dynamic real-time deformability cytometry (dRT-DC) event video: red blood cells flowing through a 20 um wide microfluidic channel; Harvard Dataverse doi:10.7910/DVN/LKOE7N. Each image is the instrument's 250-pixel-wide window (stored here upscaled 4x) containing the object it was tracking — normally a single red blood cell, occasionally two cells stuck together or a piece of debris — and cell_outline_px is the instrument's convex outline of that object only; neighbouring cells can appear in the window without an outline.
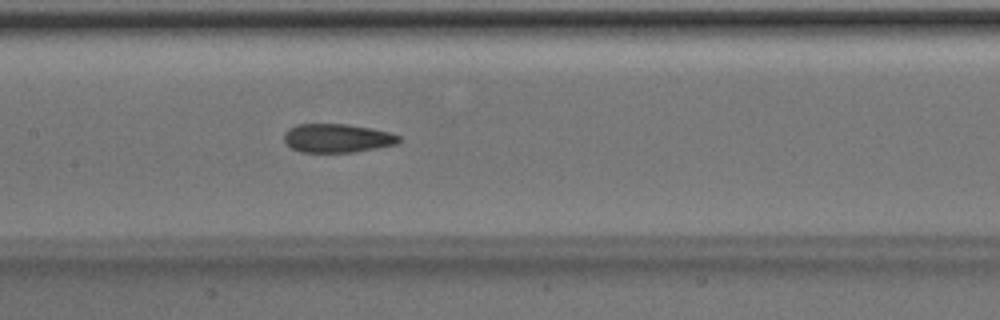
{"species": "Egyptian fruit bat (a non-hibernating species)", "species_latin": "Rousettus aegyptiacus", "temperature_condition": "room temperature", "stored_images_in_passage": 51, "camera_frame_rate_fps": 3000, "um_per_image_px": 0.085, "animal": {"sex": "male"}, "frame": {"image": 1, "passage_image": 25, "time_ms": 8.0, "image_size_px": [1000, 320], "cell_outline_px": [[400, 140], [396, 144], [376, 148], [352, 152], [300, 152], [292, 148], [284, 140], [284, 132], [288, 128], [296, 124], [348, 124], [372, 128], [388, 132], [400, 136]], "centroid_in_image_um": [28.64, 11.73], "position_along_channel_um": 178.8, "area_um2": 19.19}}
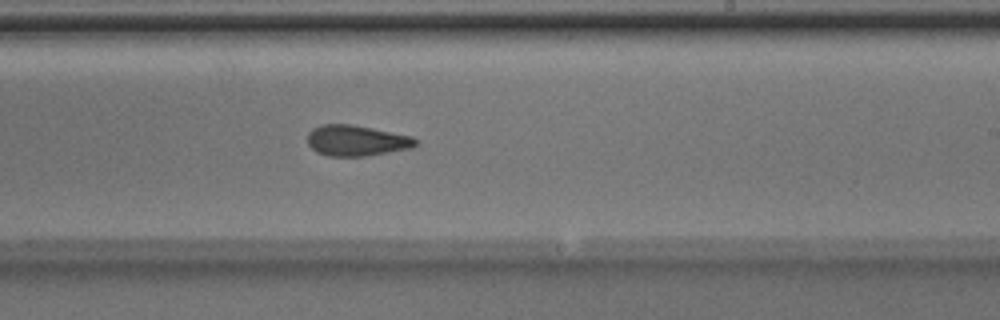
{"frame": {"image": 2, "passage_image": 31, "time_ms": 10.0, "image_size_px": [1000, 320], "cell_outline_px": [[420, 140], [412, 148], [364, 156], [328, 156], [316, 152], [308, 144], [308, 132], [312, 128], [320, 124], [352, 124], [412, 136]], "centroid_in_image_um": [30.29, 11.94], "position_along_channel_um": 258.7, "area_um2": 19.48}}
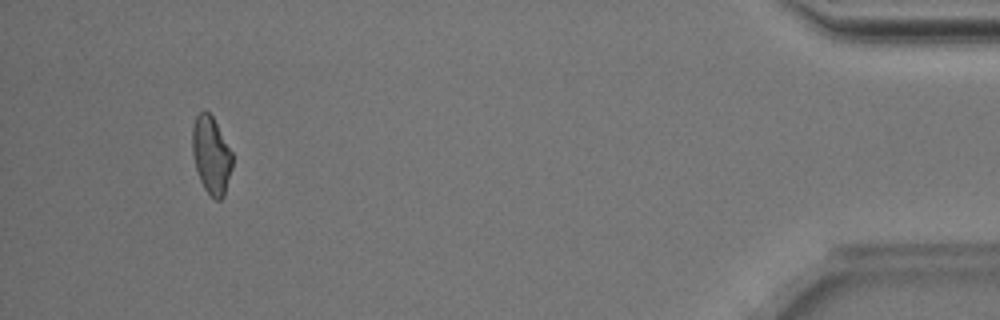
{"frame": {"image": 3, "passage_image": 48, "time_ms": 15.667, "image_size_px": [1000, 320], "cell_outline_px": [[232, 168], [224, 196], [220, 200], [216, 200], [204, 188], [200, 180], [196, 168], [192, 152], [192, 128], [196, 116], [204, 108], [212, 116], [232, 152]], "centroid_in_image_um": [17.95, 13.18], "position_along_channel_um": 417.3, "area_um2": 17.98}, "authors_computed_cell_mechanics": {"area_um2": 19.652, "velocity_mm_per_s": 4.0151, "shape_relaxation_time_tau1_ms": 9.3435, "shape_relaxation_time_tau2_ms": 3.8063, "deformation_change_tau1": 0.1868, "deformation_change_tau2": 0.1}}